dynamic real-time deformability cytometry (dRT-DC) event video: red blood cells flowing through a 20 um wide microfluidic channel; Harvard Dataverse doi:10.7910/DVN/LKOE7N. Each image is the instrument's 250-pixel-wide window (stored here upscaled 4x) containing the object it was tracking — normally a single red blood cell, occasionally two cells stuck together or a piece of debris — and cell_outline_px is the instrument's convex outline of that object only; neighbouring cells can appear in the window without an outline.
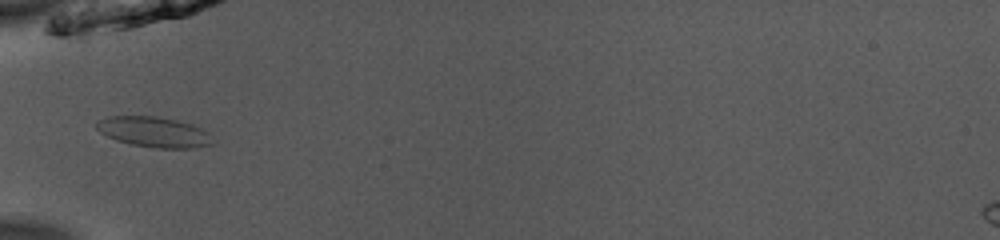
{"species": "common noctule bat (a hibernating species)", "species_latin": "Nyctalus noctula", "temperature_condition": "room temperature", "stored_images_in_passage": 32, "camera_frame_rate_fps": 3000, "um_per_image_px": 0.085, "animal": {"sex": "male", "body_mass_g": 13.0, "forearm_length_mm": 53.1}, "frame": {"image": 1, "passage_image": 1, "time_ms": 0.0, "image_size_px": [1000, 240], "cell_outline_px": [[212, 144], [192, 148], [156, 148], [132, 144], [116, 140], [100, 132], [96, 128], [96, 124], [100, 120], [112, 116], [156, 116], [176, 120], [192, 124], [200, 128], [204, 132]], "centroid_in_image_um": [13.03, 11.21], "position_along_channel_um": 72.0, "area_um2": 20.0}}
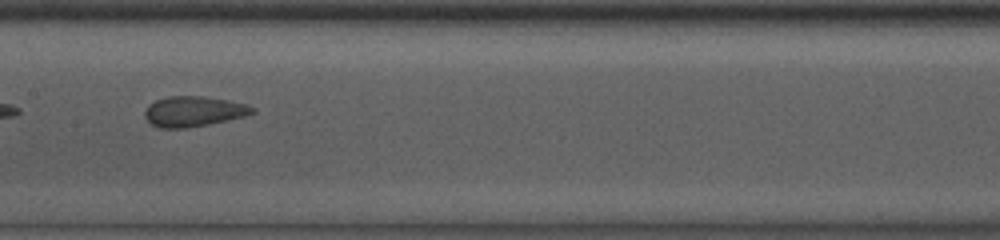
{"frame": {"image": 2, "passage_image": 10, "time_ms": 3.0, "image_size_px": [1000, 240], "cell_outline_px": [[256, 112], [244, 116], [228, 120], [208, 124], [184, 128], [160, 128], [152, 124], [144, 116], [144, 112], [148, 104], [156, 100], [168, 96], [204, 96], [248, 104], [256, 108]], "centroid_in_image_um": [16.46, 9.46], "position_along_channel_um": 190.9, "area_um2": 19.02}}
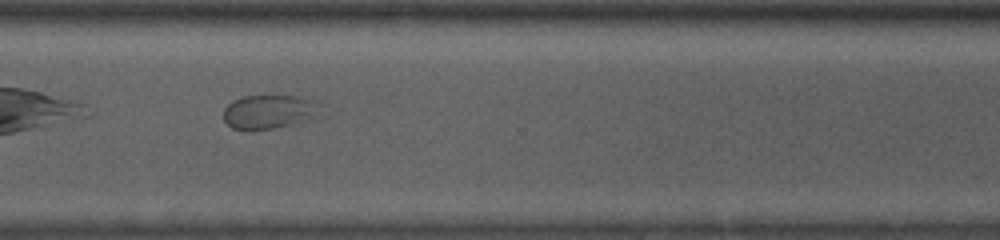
{"frame": {"image": 3, "passage_image": 22, "time_ms": 7.0, "image_size_px": [1000, 240], "cell_outline_px": [[316, 104], [304, 120], [292, 124], [272, 128], [232, 128], [224, 120], [224, 108], [232, 100], [244, 96], [300, 96], [316, 100]], "centroid_in_image_um": [22.71, 9.46], "position_along_channel_um": 347.9, "area_um2": 17.98}}